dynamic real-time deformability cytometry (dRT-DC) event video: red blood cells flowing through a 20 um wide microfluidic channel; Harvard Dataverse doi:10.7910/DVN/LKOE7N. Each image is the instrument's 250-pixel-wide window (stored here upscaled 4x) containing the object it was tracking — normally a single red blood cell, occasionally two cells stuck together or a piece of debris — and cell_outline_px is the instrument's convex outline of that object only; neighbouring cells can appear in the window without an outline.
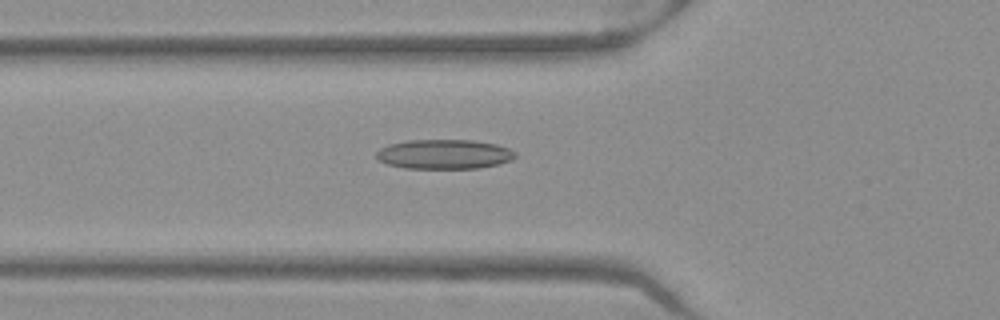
{"species": "Egyptian fruit bat (a non-hibernating species)", "species_latin": "Rousettus aegyptiacus", "temperature_condition": "warm", "stored_images_in_passage": 51, "camera_frame_rate_fps": 3000, "um_per_image_px": 0.085, "frame": {"image": 1, "passage_image": 18, "time_ms": 5.667, "image_size_px": [1000, 320], "cell_outline_px": [[516, 156], [512, 160], [500, 164], [480, 168], [404, 168], [388, 164], [380, 160], [376, 156], [376, 152], [380, 148], [388, 144], [408, 140], [472, 140], [496, 144], [508, 148], [516, 152]], "centroid_in_image_um": [37.78, 13.1], "position_along_channel_um": 88.0, "area_um2": 23.99}}
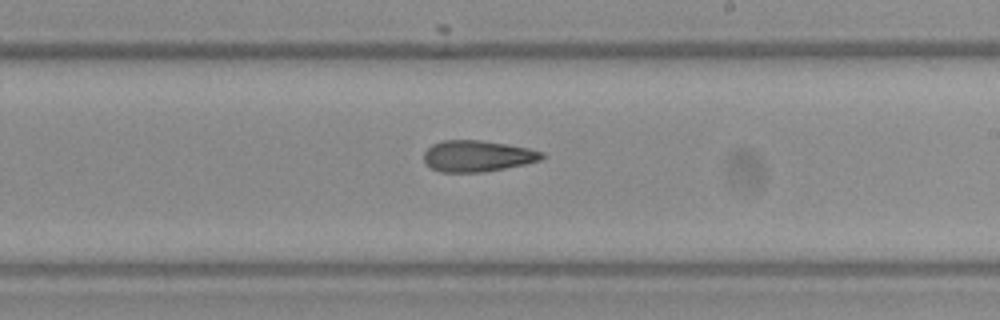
{"frame": {"image": 2, "passage_image": 30, "time_ms": 9.667, "image_size_px": [1000, 320], "cell_outline_px": [[544, 156], [540, 160], [524, 164], [484, 172], [440, 172], [432, 168], [424, 160], [424, 152], [432, 144], [444, 140], [480, 140], [508, 144], [528, 148], [544, 152]], "centroid_in_image_um": [40.58, 13.26], "position_along_channel_um": 248.4, "area_um2": 21.39}}
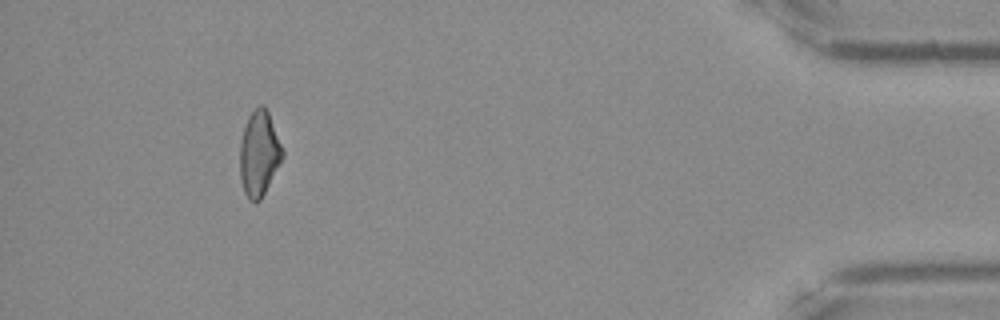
{"frame": {"image": 3, "passage_image": 47, "time_ms": 15.333, "image_size_px": [1000, 320], "cell_outline_px": [[284, 156], [260, 200], [256, 204], [248, 200], [244, 192], [240, 180], [240, 140], [248, 116], [260, 104], [264, 104], [268, 112], [284, 152]], "centroid_in_image_um": [22.01, 13.08], "position_along_channel_um": 413.2, "area_um2": 21.1}, "authors_computed_cell_mechanics": {"area_um2": 21.964, "velocity_mm_per_s": 3.9865, "shape_relaxation_time_tau1_ms": null, "shape_relaxation_time_tau2_ms": 3.4328, "deformation_change_tau1": null, "deformation_change_tau2": 0.1239}}